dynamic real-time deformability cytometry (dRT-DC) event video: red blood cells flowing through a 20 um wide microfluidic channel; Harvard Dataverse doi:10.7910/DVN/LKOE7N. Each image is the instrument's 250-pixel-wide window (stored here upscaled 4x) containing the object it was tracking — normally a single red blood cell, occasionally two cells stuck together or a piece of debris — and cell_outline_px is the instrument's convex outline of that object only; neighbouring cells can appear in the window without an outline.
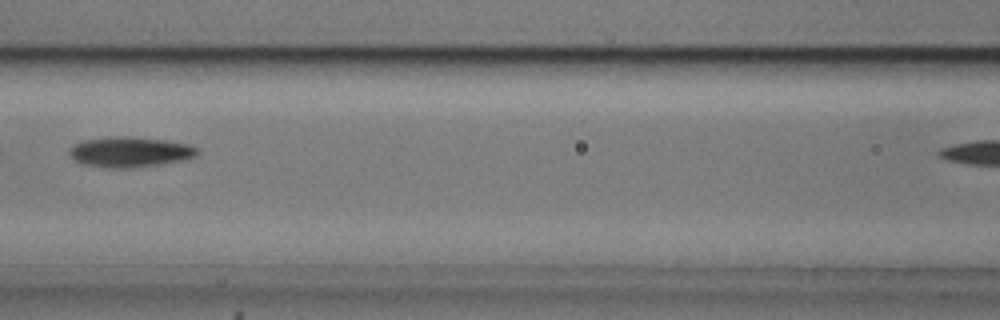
{"species": "common noctule bat (a hibernating species)", "species_latin": "Nyctalus noctula", "temperature_condition": "cold", "stored_images_in_passage": 7, "segment_of_instrument_passage": [1, 2], "camera_frame_rate_fps": 3000, "um_per_image_px": 0.085, "animal": {"sex": "male", "body_mass_g": 20.5, "forearm_length_mm": 52.5}, "frame": {"image": 1, "passage_image": 5, "time_ms": 1.333, "image_size_px": [1000, 320], "cell_outline_px": [[200, 152], [196, 156], [180, 160], [160, 164], [132, 168], [104, 168], [84, 164], [76, 160], [68, 152], [72, 144], [84, 140], [120, 136], [128, 136], [164, 140], [192, 144], [200, 148]], "centroid_in_image_um": [11.08, 12.91], "position_along_channel_um": 155.5, "area_um2": 22.66}}
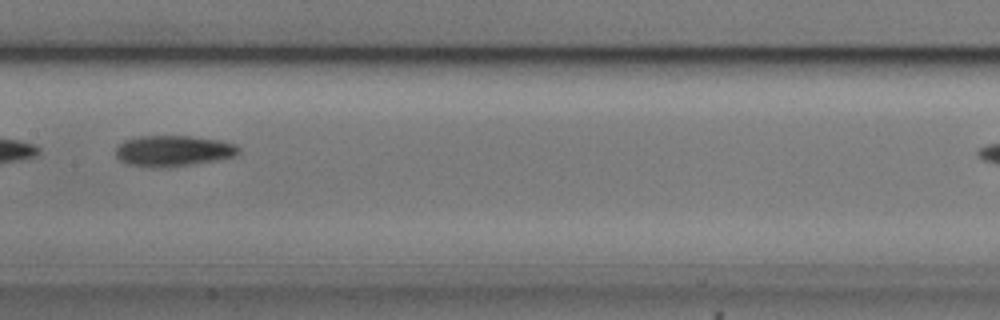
{"frame": {"image": 2, "passage_image": 6, "time_ms": 1.667, "image_size_px": [1000, 320], "cell_outline_px": [[240, 152], [236, 156], [216, 160], [168, 168], [148, 168], [128, 164], [120, 160], [116, 156], [116, 148], [124, 140], [140, 136], [188, 136], [220, 140], [236, 144], [240, 148]], "centroid_in_image_um": [14.73, 12.84], "position_along_channel_um": 192.7, "area_um2": 22.37}}